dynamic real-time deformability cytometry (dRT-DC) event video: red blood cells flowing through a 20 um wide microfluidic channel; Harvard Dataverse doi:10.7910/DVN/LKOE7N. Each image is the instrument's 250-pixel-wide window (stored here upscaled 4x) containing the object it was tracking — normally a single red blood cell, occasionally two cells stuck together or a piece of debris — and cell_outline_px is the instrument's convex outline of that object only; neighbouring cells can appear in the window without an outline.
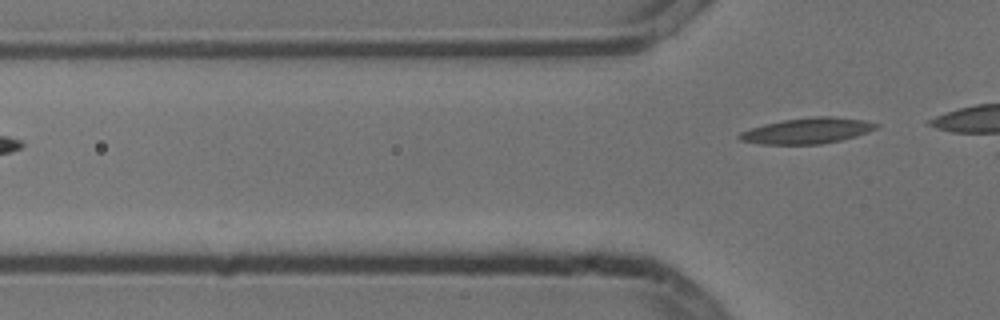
{"species": "common noctule bat (a hibernating species)", "species_latin": "Nyctalus noctula", "temperature_condition": "cold", "stored_images_in_passage": 2, "camera_frame_rate_fps": 3000, "um_per_image_px": 0.085, "animal": {"sex": "male", "body_mass_g": 13.3}, "frame": {"image": 1, "passage_image": 2, "time_ms": 0.333, "image_size_px": [1000, 320], "cell_outline_px": [[880, 124], [876, 128], [868, 132], [856, 136], [840, 140], [820, 144], [760, 144], [740, 140], [736, 136], [740, 132], [764, 124], [784, 120], [812, 116], [832, 116], [864, 120]], "centroid_in_image_um": [68.62, 11.11], "position_along_channel_um": 57.2, "area_um2": 20.46}}